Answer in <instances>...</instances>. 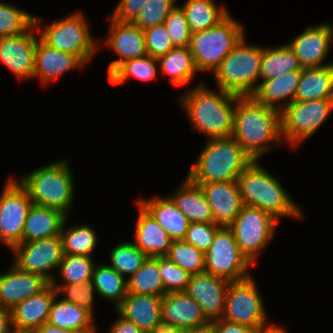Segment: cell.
<instances>
[{"mask_svg": "<svg viewBox=\"0 0 333 333\" xmlns=\"http://www.w3.org/2000/svg\"><path fill=\"white\" fill-rule=\"evenodd\" d=\"M166 257L190 275L205 272L204 252L184 240H173Z\"/></svg>", "mask_w": 333, "mask_h": 333, "instance_id": "obj_37", "label": "cell"}, {"mask_svg": "<svg viewBox=\"0 0 333 333\" xmlns=\"http://www.w3.org/2000/svg\"><path fill=\"white\" fill-rule=\"evenodd\" d=\"M49 284L42 276L22 271L14 265L9 272L0 275V307L11 310Z\"/></svg>", "mask_w": 333, "mask_h": 333, "instance_id": "obj_18", "label": "cell"}, {"mask_svg": "<svg viewBox=\"0 0 333 333\" xmlns=\"http://www.w3.org/2000/svg\"><path fill=\"white\" fill-rule=\"evenodd\" d=\"M128 293L163 297L167 292L158 266V256L148 257L141 268L129 279Z\"/></svg>", "mask_w": 333, "mask_h": 333, "instance_id": "obj_35", "label": "cell"}, {"mask_svg": "<svg viewBox=\"0 0 333 333\" xmlns=\"http://www.w3.org/2000/svg\"><path fill=\"white\" fill-rule=\"evenodd\" d=\"M111 32L108 35L107 44L116 51L121 59L110 63L109 75L124 61L147 55L145 36L141 28L131 22H118L111 20Z\"/></svg>", "mask_w": 333, "mask_h": 333, "instance_id": "obj_22", "label": "cell"}, {"mask_svg": "<svg viewBox=\"0 0 333 333\" xmlns=\"http://www.w3.org/2000/svg\"><path fill=\"white\" fill-rule=\"evenodd\" d=\"M53 281L51 284L55 287L57 294L59 292L67 293V297H64L62 300L77 304L89 312L92 311V303H93V291L95 289L93 283L90 282H83L78 284H65V286H57L56 283Z\"/></svg>", "mask_w": 333, "mask_h": 333, "instance_id": "obj_47", "label": "cell"}, {"mask_svg": "<svg viewBox=\"0 0 333 333\" xmlns=\"http://www.w3.org/2000/svg\"><path fill=\"white\" fill-rule=\"evenodd\" d=\"M143 32L147 55L158 59L174 48L164 23L149 27Z\"/></svg>", "mask_w": 333, "mask_h": 333, "instance_id": "obj_46", "label": "cell"}, {"mask_svg": "<svg viewBox=\"0 0 333 333\" xmlns=\"http://www.w3.org/2000/svg\"><path fill=\"white\" fill-rule=\"evenodd\" d=\"M252 161L232 136L209 139L187 177L195 184L237 181Z\"/></svg>", "mask_w": 333, "mask_h": 333, "instance_id": "obj_3", "label": "cell"}, {"mask_svg": "<svg viewBox=\"0 0 333 333\" xmlns=\"http://www.w3.org/2000/svg\"><path fill=\"white\" fill-rule=\"evenodd\" d=\"M81 14L56 21L42 32L41 39L49 46L76 56L83 64L97 48Z\"/></svg>", "mask_w": 333, "mask_h": 333, "instance_id": "obj_11", "label": "cell"}, {"mask_svg": "<svg viewBox=\"0 0 333 333\" xmlns=\"http://www.w3.org/2000/svg\"><path fill=\"white\" fill-rule=\"evenodd\" d=\"M148 0H121L111 19L132 22Z\"/></svg>", "mask_w": 333, "mask_h": 333, "instance_id": "obj_49", "label": "cell"}, {"mask_svg": "<svg viewBox=\"0 0 333 333\" xmlns=\"http://www.w3.org/2000/svg\"><path fill=\"white\" fill-rule=\"evenodd\" d=\"M11 325L12 319L10 310L0 307V333H12Z\"/></svg>", "mask_w": 333, "mask_h": 333, "instance_id": "obj_52", "label": "cell"}, {"mask_svg": "<svg viewBox=\"0 0 333 333\" xmlns=\"http://www.w3.org/2000/svg\"><path fill=\"white\" fill-rule=\"evenodd\" d=\"M162 325L183 329L206 324L198 303L184 291L166 293L161 303Z\"/></svg>", "mask_w": 333, "mask_h": 333, "instance_id": "obj_20", "label": "cell"}, {"mask_svg": "<svg viewBox=\"0 0 333 333\" xmlns=\"http://www.w3.org/2000/svg\"><path fill=\"white\" fill-rule=\"evenodd\" d=\"M292 71H302V67L288 44L275 49L263 48L259 78L270 80Z\"/></svg>", "mask_w": 333, "mask_h": 333, "instance_id": "obj_32", "label": "cell"}, {"mask_svg": "<svg viewBox=\"0 0 333 333\" xmlns=\"http://www.w3.org/2000/svg\"><path fill=\"white\" fill-rule=\"evenodd\" d=\"M94 267L90 256L65 254L59 263L60 274L66 284L90 282Z\"/></svg>", "mask_w": 333, "mask_h": 333, "instance_id": "obj_41", "label": "cell"}, {"mask_svg": "<svg viewBox=\"0 0 333 333\" xmlns=\"http://www.w3.org/2000/svg\"><path fill=\"white\" fill-rule=\"evenodd\" d=\"M244 205L257 207L275 220L278 216L301 217L299 208L271 174L252 161L238 177Z\"/></svg>", "mask_w": 333, "mask_h": 333, "instance_id": "obj_4", "label": "cell"}, {"mask_svg": "<svg viewBox=\"0 0 333 333\" xmlns=\"http://www.w3.org/2000/svg\"><path fill=\"white\" fill-rule=\"evenodd\" d=\"M191 33L216 26L227 15V10L218 9L213 0H187L181 7Z\"/></svg>", "mask_w": 333, "mask_h": 333, "instance_id": "obj_33", "label": "cell"}, {"mask_svg": "<svg viewBox=\"0 0 333 333\" xmlns=\"http://www.w3.org/2000/svg\"><path fill=\"white\" fill-rule=\"evenodd\" d=\"M66 218L57 209L33 204L24 223L21 242L60 236Z\"/></svg>", "mask_w": 333, "mask_h": 333, "instance_id": "obj_24", "label": "cell"}, {"mask_svg": "<svg viewBox=\"0 0 333 333\" xmlns=\"http://www.w3.org/2000/svg\"><path fill=\"white\" fill-rule=\"evenodd\" d=\"M89 226H76L66 232L61 230L63 253L79 256H90L93 252L97 236Z\"/></svg>", "mask_w": 333, "mask_h": 333, "instance_id": "obj_39", "label": "cell"}, {"mask_svg": "<svg viewBox=\"0 0 333 333\" xmlns=\"http://www.w3.org/2000/svg\"><path fill=\"white\" fill-rule=\"evenodd\" d=\"M56 296V289L50 283L40 293L15 305L10 310L12 327L36 330L43 326L48 321L50 308L53 300L57 298Z\"/></svg>", "mask_w": 333, "mask_h": 333, "instance_id": "obj_23", "label": "cell"}, {"mask_svg": "<svg viewBox=\"0 0 333 333\" xmlns=\"http://www.w3.org/2000/svg\"><path fill=\"white\" fill-rule=\"evenodd\" d=\"M92 314L87 309L64 300L52 302L47 323L79 333H94Z\"/></svg>", "mask_w": 333, "mask_h": 333, "instance_id": "obj_30", "label": "cell"}, {"mask_svg": "<svg viewBox=\"0 0 333 333\" xmlns=\"http://www.w3.org/2000/svg\"><path fill=\"white\" fill-rule=\"evenodd\" d=\"M109 265L95 266L91 282L95 290L110 300L116 301L118 307L128 293V282Z\"/></svg>", "mask_w": 333, "mask_h": 333, "instance_id": "obj_36", "label": "cell"}, {"mask_svg": "<svg viewBox=\"0 0 333 333\" xmlns=\"http://www.w3.org/2000/svg\"><path fill=\"white\" fill-rule=\"evenodd\" d=\"M161 303L162 297L127 293L116 308L143 333H152L162 326Z\"/></svg>", "mask_w": 333, "mask_h": 333, "instance_id": "obj_21", "label": "cell"}, {"mask_svg": "<svg viewBox=\"0 0 333 333\" xmlns=\"http://www.w3.org/2000/svg\"><path fill=\"white\" fill-rule=\"evenodd\" d=\"M36 332L37 333H79L77 331L58 328L47 322L43 326L37 328Z\"/></svg>", "mask_w": 333, "mask_h": 333, "instance_id": "obj_54", "label": "cell"}, {"mask_svg": "<svg viewBox=\"0 0 333 333\" xmlns=\"http://www.w3.org/2000/svg\"><path fill=\"white\" fill-rule=\"evenodd\" d=\"M73 178L66 161L34 170L19 183L35 205L57 209L67 215L73 199Z\"/></svg>", "mask_w": 333, "mask_h": 333, "instance_id": "obj_5", "label": "cell"}, {"mask_svg": "<svg viewBox=\"0 0 333 333\" xmlns=\"http://www.w3.org/2000/svg\"><path fill=\"white\" fill-rule=\"evenodd\" d=\"M110 333H143L133 322L120 317L110 329Z\"/></svg>", "mask_w": 333, "mask_h": 333, "instance_id": "obj_51", "label": "cell"}, {"mask_svg": "<svg viewBox=\"0 0 333 333\" xmlns=\"http://www.w3.org/2000/svg\"><path fill=\"white\" fill-rule=\"evenodd\" d=\"M229 283L227 279L204 272L191 275L184 292L198 303L208 321H214L223 316Z\"/></svg>", "mask_w": 333, "mask_h": 333, "instance_id": "obj_15", "label": "cell"}, {"mask_svg": "<svg viewBox=\"0 0 333 333\" xmlns=\"http://www.w3.org/2000/svg\"><path fill=\"white\" fill-rule=\"evenodd\" d=\"M164 25L174 47H189L191 31L181 7L175 6L170 11Z\"/></svg>", "mask_w": 333, "mask_h": 333, "instance_id": "obj_45", "label": "cell"}, {"mask_svg": "<svg viewBox=\"0 0 333 333\" xmlns=\"http://www.w3.org/2000/svg\"><path fill=\"white\" fill-rule=\"evenodd\" d=\"M158 266L167 293L186 290L191 276L188 272L166 256H158Z\"/></svg>", "mask_w": 333, "mask_h": 333, "instance_id": "obj_44", "label": "cell"}, {"mask_svg": "<svg viewBox=\"0 0 333 333\" xmlns=\"http://www.w3.org/2000/svg\"><path fill=\"white\" fill-rule=\"evenodd\" d=\"M176 0H148L136 18L131 22L142 30L163 24L175 7Z\"/></svg>", "mask_w": 333, "mask_h": 333, "instance_id": "obj_43", "label": "cell"}, {"mask_svg": "<svg viewBox=\"0 0 333 333\" xmlns=\"http://www.w3.org/2000/svg\"><path fill=\"white\" fill-rule=\"evenodd\" d=\"M275 220L257 207L243 205L240 213L229 228L241 253L254 263L257 252L273 237Z\"/></svg>", "mask_w": 333, "mask_h": 333, "instance_id": "obj_12", "label": "cell"}, {"mask_svg": "<svg viewBox=\"0 0 333 333\" xmlns=\"http://www.w3.org/2000/svg\"><path fill=\"white\" fill-rule=\"evenodd\" d=\"M221 319L248 326L255 332L265 328L266 316L262 299L251 276L230 281Z\"/></svg>", "mask_w": 333, "mask_h": 333, "instance_id": "obj_9", "label": "cell"}, {"mask_svg": "<svg viewBox=\"0 0 333 333\" xmlns=\"http://www.w3.org/2000/svg\"><path fill=\"white\" fill-rule=\"evenodd\" d=\"M163 73L171 75L174 85L182 86L198 71L189 47H174L158 58Z\"/></svg>", "mask_w": 333, "mask_h": 333, "instance_id": "obj_34", "label": "cell"}, {"mask_svg": "<svg viewBox=\"0 0 333 333\" xmlns=\"http://www.w3.org/2000/svg\"><path fill=\"white\" fill-rule=\"evenodd\" d=\"M140 215L136 224L134 243L148 257L166 256L173 240L140 204Z\"/></svg>", "mask_w": 333, "mask_h": 333, "instance_id": "obj_25", "label": "cell"}, {"mask_svg": "<svg viewBox=\"0 0 333 333\" xmlns=\"http://www.w3.org/2000/svg\"><path fill=\"white\" fill-rule=\"evenodd\" d=\"M215 333H256L248 326L228 322L224 319L214 320Z\"/></svg>", "mask_w": 333, "mask_h": 333, "instance_id": "obj_50", "label": "cell"}, {"mask_svg": "<svg viewBox=\"0 0 333 333\" xmlns=\"http://www.w3.org/2000/svg\"><path fill=\"white\" fill-rule=\"evenodd\" d=\"M332 37L333 27L330 24H323L308 27L288 45L294 51L302 68L328 66L321 63L327 55Z\"/></svg>", "mask_w": 333, "mask_h": 333, "instance_id": "obj_19", "label": "cell"}, {"mask_svg": "<svg viewBox=\"0 0 333 333\" xmlns=\"http://www.w3.org/2000/svg\"><path fill=\"white\" fill-rule=\"evenodd\" d=\"M186 333H215V323L208 321L206 324L186 329Z\"/></svg>", "mask_w": 333, "mask_h": 333, "instance_id": "obj_53", "label": "cell"}, {"mask_svg": "<svg viewBox=\"0 0 333 333\" xmlns=\"http://www.w3.org/2000/svg\"><path fill=\"white\" fill-rule=\"evenodd\" d=\"M181 187L175 196L171 197L178 210L190 222L213 223L211 207L200 185L187 177Z\"/></svg>", "mask_w": 333, "mask_h": 333, "instance_id": "obj_27", "label": "cell"}, {"mask_svg": "<svg viewBox=\"0 0 333 333\" xmlns=\"http://www.w3.org/2000/svg\"><path fill=\"white\" fill-rule=\"evenodd\" d=\"M217 94L203 84L181 98L195 128L207 133L210 139L231 137L233 133L237 95L220 89Z\"/></svg>", "mask_w": 333, "mask_h": 333, "instance_id": "obj_2", "label": "cell"}, {"mask_svg": "<svg viewBox=\"0 0 333 333\" xmlns=\"http://www.w3.org/2000/svg\"><path fill=\"white\" fill-rule=\"evenodd\" d=\"M256 333H285V331H283V329L275 327V326H269V328L268 327L266 329L262 328L261 330H259Z\"/></svg>", "mask_w": 333, "mask_h": 333, "instance_id": "obj_56", "label": "cell"}, {"mask_svg": "<svg viewBox=\"0 0 333 333\" xmlns=\"http://www.w3.org/2000/svg\"><path fill=\"white\" fill-rule=\"evenodd\" d=\"M302 71L287 72L280 77L265 80L256 85L257 88L251 95L257 102L278 109L276 101L290 97L285 107L295 100V94L299 85ZM276 107V108H275Z\"/></svg>", "mask_w": 333, "mask_h": 333, "instance_id": "obj_31", "label": "cell"}, {"mask_svg": "<svg viewBox=\"0 0 333 333\" xmlns=\"http://www.w3.org/2000/svg\"><path fill=\"white\" fill-rule=\"evenodd\" d=\"M33 204L26 189L10 179L0 197V241L11 250L21 243L24 223Z\"/></svg>", "mask_w": 333, "mask_h": 333, "instance_id": "obj_13", "label": "cell"}, {"mask_svg": "<svg viewBox=\"0 0 333 333\" xmlns=\"http://www.w3.org/2000/svg\"><path fill=\"white\" fill-rule=\"evenodd\" d=\"M38 24L34 18V24L26 32L0 38V60L18 78L34 77L37 38L30 31Z\"/></svg>", "mask_w": 333, "mask_h": 333, "instance_id": "obj_16", "label": "cell"}, {"mask_svg": "<svg viewBox=\"0 0 333 333\" xmlns=\"http://www.w3.org/2000/svg\"><path fill=\"white\" fill-rule=\"evenodd\" d=\"M34 18L12 5L0 3V38L26 32L34 24Z\"/></svg>", "mask_w": 333, "mask_h": 333, "instance_id": "obj_42", "label": "cell"}, {"mask_svg": "<svg viewBox=\"0 0 333 333\" xmlns=\"http://www.w3.org/2000/svg\"><path fill=\"white\" fill-rule=\"evenodd\" d=\"M242 31L228 14L216 26L191 33L189 49L198 71H214L242 40Z\"/></svg>", "mask_w": 333, "mask_h": 333, "instance_id": "obj_7", "label": "cell"}, {"mask_svg": "<svg viewBox=\"0 0 333 333\" xmlns=\"http://www.w3.org/2000/svg\"><path fill=\"white\" fill-rule=\"evenodd\" d=\"M12 333H37L36 330L29 329H13Z\"/></svg>", "mask_w": 333, "mask_h": 333, "instance_id": "obj_57", "label": "cell"}, {"mask_svg": "<svg viewBox=\"0 0 333 333\" xmlns=\"http://www.w3.org/2000/svg\"><path fill=\"white\" fill-rule=\"evenodd\" d=\"M281 136L293 146L310 137L333 110V98L312 101L294 100L280 108Z\"/></svg>", "mask_w": 333, "mask_h": 333, "instance_id": "obj_8", "label": "cell"}, {"mask_svg": "<svg viewBox=\"0 0 333 333\" xmlns=\"http://www.w3.org/2000/svg\"><path fill=\"white\" fill-rule=\"evenodd\" d=\"M152 333H186V329L162 325L160 328L153 331Z\"/></svg>", "mask_w": 333, "mask_h": 333, "instance_id": "obj_55", "label": "cell"}, {"mask_svg": "<svg viewBox=\"0 0 333 333\" xmlns=\"http://www.w3.org/2000/svg\"><path fill=\"white\" fill-rule=\"evenodd\" d=\"M148 256L141 251L134 243L124 242L112 250L110 254L111 265L115 271L124 277V274L132 276L137 272Z\"/></svg>", "mask_w": 333, "mask_h": 333, "instance_id": "obj_40", "label": "cell"}, {"mask_svg": "<svg viewBox=\"0 0 333 333\" xmlns=\"http://www.w3.org/2000/svg\"><path fill=\"white\" fill-rule=\"evenodd\" d=\"M263 48L244 45V37L214 70L219 89L237 96H251L260 72Z\"/></svg>", "mask_w": 333, "mask_h": 333, "instance_id": "obj_6", "label": "cell"}, {"mask_svg": "<svg viewBox=\"0 0 333 333\" xmlns=\"http://www.w3.org/2000/svg\"><path fill=\"white\" fill-rule=\"evenodd\" d=\"M204 256L205 273L229 281H239L250 276L247 269L251 263L241 253L229 227H220L217 230L213 243Z\"/></svg>", "mask_w": 333, "mask_h": 333, "instance_id": "obj_10", "label": "cell"}, {"mask_svg": "<svg viewBox=\"0 0 333 333\" xmlns=\"http://www.w3.org/2000/svg\"><path fill=\"white\" fill-rule=\"evenodd\" d=\"M12 250L16 251L15 266L22 271L38 274L49 283L54 279L47 271L59 267L64 256L60 236L21 242Z\"/></svg>", "mask_w": 333, "mask_h": 333, "instance_id": "obj_14", "label": "cell"}, {"mask_svg": "<svg viewBox=\"0 0 333 333\" xmlns=\"http://www.w3.org/2000/svg\"><path fill=\"white\" fill-rule=\"evenodd\" d=\"M219 228L215 223L191 222L183 240L205 253Z\"/></svg>", "mask_w": 333, "mask_h": 333, "instance_id": "obj_48", "label": "cell"}, {"mask_svg": "<svg viewBox=\"0 0 333 333\" xmlns=\"http://www.w3.org/2000/svg\"><path fill=\"white\" fill-rule=\"evenodd\" d=\"M232 137L253 161H257L267 152L266 143L281 137L280 109L265 106L252 96H238Z\"/></svg>", "mask_w": 333, "mask_h": 333, "instance_id": "obj_1", "label": "cell"}, {"mask_svg": "<svg viewBox=\"0 0 333 333\" xmlns=\"http://www.w3.org/2000/svg\"><path fill=\"white\" fill-rule=\"evenodd\" d=\"M83 65L76 56L49 46L41 38L37 40L34 76H40L43 83L56 79L67 70Z\"/></svg>", "mask_w": 333, "mask_h": 333, "instance_id": "obj_26", "label": "cell"}, {"mask_svg": "<svg viewBox=\"0 0 333 333\" xmlns=\"http://www.w3.org/2000/svg\"><path fill=\"white\" fill-rule=\"evenodd\" d=\"M139 204L161 225L172 240H183L190 221L178 210L171 198L142 200Z\"/></svg>", "mask_w": 333, "mask_h": 333, "instance_id": "obj_28", "label": "cell"}, {"mask_svg": "<svg viewBox=\"0 0 333 333\" xmlns=\"http://www.w3.org/2000/svg\"><path fill=\"white\" fill-rule=\"evenodd\" d=\"M157 58L146 55L139 58H133L122 62L110 75L111 84L123 83L130 76H134L139 80H152L156 76Z\"/></svg>", "mask_w": 333, "mask_h": 333, "instance_id": "obj_38", "label": "cell"}, {"mask_svg": "<svg viewBox=\"0 0 333 333\" xmlns=\"http://www.w3.org/2000/svg\"><path fill=\"white\" fill-rule=\"evenodd\" d=\"M333 98V63L328 66L302 68L295 94L297 101Z\"/></svg>", "mask_w": 333, "mask_h": 333, "instance_id": "obj_29", "label": "cell"}, {"mask_svg": "<svg viewBox=\"0 0 333 333\" xmlns=\"http://www.w3.org/2000/svg\"><path fill=\"white\" fill-rule=\"evenodd\" d=\"M200 185L213 214V223L229 227L240 213L243 202L237 181L212 182Z\"/></svg>", "mask_w": 333, "mask_h": 333, "instance_id": "obj_17", "label": "cell"}]
</instances>
